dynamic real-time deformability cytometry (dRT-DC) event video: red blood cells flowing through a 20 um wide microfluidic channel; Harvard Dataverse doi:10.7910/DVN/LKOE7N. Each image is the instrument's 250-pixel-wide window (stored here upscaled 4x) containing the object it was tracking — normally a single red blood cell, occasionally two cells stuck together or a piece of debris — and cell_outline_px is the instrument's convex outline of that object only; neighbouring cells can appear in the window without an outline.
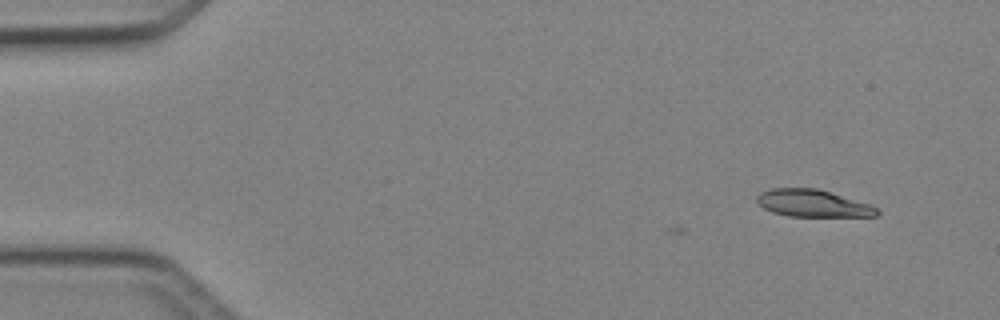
{"species": "Egyptian fruit bat (a non-hibernating species)", "species_latin": "Rousettus aegyptiacus", "temperature_condition": "cold", "stored_images_in_passage": 3, "camera_frame_rate_fps": 3000, "um_per_image_px": 0.085, "animal": {"sex": "female"}, "frame": {"image": 1, "passage_image": 1, "time_ms": 0.0, "image_size_px": [1000, 320], "cell_outline_px": [[880, 212], [876, 216], [788, 216], [772, 212], [756, 204], [756, 196], [760, 192], [768, 188], [816, 188], [868, 204], [876, 208]], "centroid_in_image_um": [69.0, 17.28], "position_along_channel_um": 16.0, "area_um2": 18.9}}